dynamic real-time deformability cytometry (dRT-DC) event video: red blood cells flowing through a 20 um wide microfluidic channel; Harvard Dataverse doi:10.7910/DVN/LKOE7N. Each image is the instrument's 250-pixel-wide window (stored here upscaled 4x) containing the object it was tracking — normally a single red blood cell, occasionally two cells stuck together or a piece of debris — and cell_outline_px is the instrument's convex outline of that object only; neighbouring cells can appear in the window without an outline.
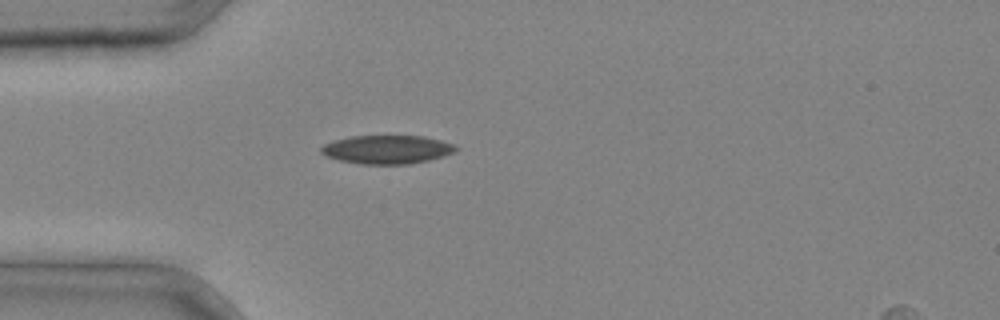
{"species": "common noctule bat (a hibernating species)", "species_latin": "Nyctalus noctula", "temperature_condition": "cold", "stored_images_in_passage": 3, "camera_frame_rate_fps": 3000, "um_per_image_px": 0.085, "animal": {"sex": "male", "body_mass_g": 20.4}, "frame": {"image": 1, "passage_image": 2, "time_ms": 0.333, "image_size_px": [1000, 320], "cell_outline_px": [[460, 148], [456, 152], [444, 156], [428, 160], [408, 164], [360, 164], [340, 160], [328, 156], [320, 152], [320, 148], [324, 144], [332, 140], [352, 136], [424, 136], [456, 144]], "centroid_in_image_um": [32.94, 12.7], "position_along_channel_um": 52.1, "area_um2": 22.54}}